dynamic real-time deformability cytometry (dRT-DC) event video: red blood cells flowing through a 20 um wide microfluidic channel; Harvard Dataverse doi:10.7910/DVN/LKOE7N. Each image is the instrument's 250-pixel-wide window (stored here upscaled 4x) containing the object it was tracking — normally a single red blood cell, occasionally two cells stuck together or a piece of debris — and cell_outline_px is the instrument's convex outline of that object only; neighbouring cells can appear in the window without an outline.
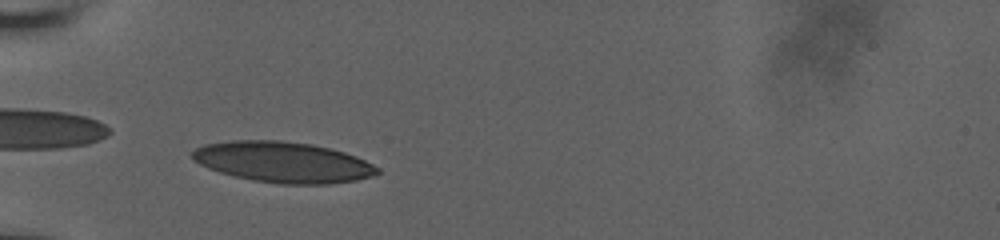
{"species": "human", "species_latin": "Homo sapiens", "temperature_condition": "room temperature", "stored_images_in_passage": 42, "camera_frame_rate_fps": 3000, "um_per_image_px": 0.085, "donor": {"sex": "male"}, "frame": {"image": 1, "passage_image": 8, "time_ms": 2.333, "image_size_px": [1000, 240], "cell_outline_px": [[380, 172], [372, 176], [356, 180], [328, 184], [280, 184], [252, 180], [220, 172], [208, 168], [192, 160], [192, 152], [196, 148], [204, 144], [232, 140], [280, 140], [312, 144], [344, 152], [356, 156], [380, 168]], "centroid_in_image_um": [24.05, 13.78], "position_along_channel_um": 61.0, "area_um2": 43.93}}
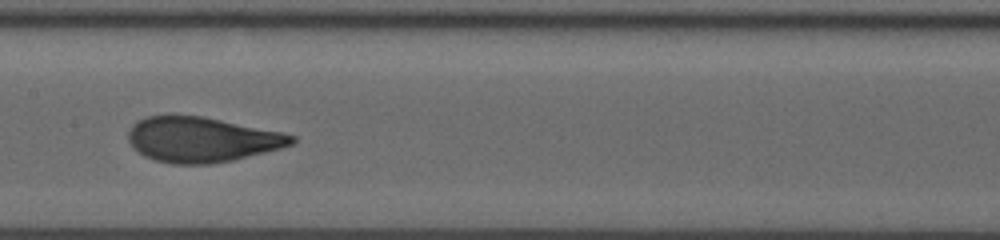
{"frame": {"image": 2, "passage_image": 19, "time_ms": 6.0, "image_size_px": [1000, 240], "cell_outline_px": [[296, 140], [292, 144], [280, 148], [232, 160], [208, 164], [172, 164], [156, 160], [144, 156], [132, 148], [128, 140], [128, 132], [132, 124], [136, 120], [148, 116], [204, 116], [284, 132], [296, 136]], "centroid_in_image_um": [17.13, 11.86], "position_along_channel_um": 190.3, "area_um2": 43.0}}
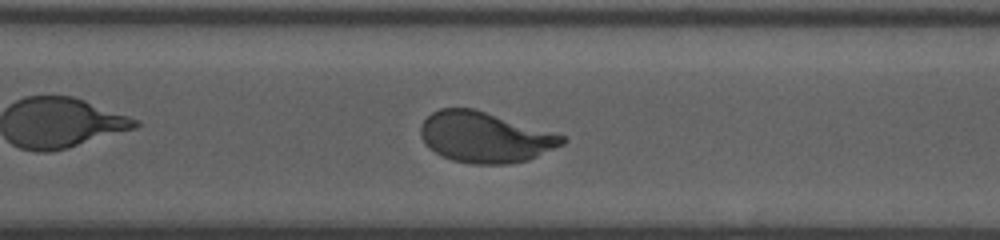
{"frame": {"image": 3, "passage_image": 30, "time_ms": 9.667, "image_size_px": [1000, 240], "cell_outline_px": [[568, 140], [564, 144], [528, 160], [508, 164], [472, 164], [452, 160], [440, 156], [428, 148], [424, 144], [420, 136], [420, 124], [432, 112], [440, 108], [476, 108], [564, 136]], "centroid_in_image_um": [41.18, 11.66], "position_along_channel_um": 329.4, "area_um2": 42.02}, "authors_computed_cell_mechanics": {"area_um2": 42.4252, "velocity_mm_per_s": 3.8188, "shape_relaxation_time_tau1_ms": 4.8966, "shape_relaxation_time_tau2_ms": null, "deformation_change_tau1": 0.2163, "deformation_change_tau2": null}}